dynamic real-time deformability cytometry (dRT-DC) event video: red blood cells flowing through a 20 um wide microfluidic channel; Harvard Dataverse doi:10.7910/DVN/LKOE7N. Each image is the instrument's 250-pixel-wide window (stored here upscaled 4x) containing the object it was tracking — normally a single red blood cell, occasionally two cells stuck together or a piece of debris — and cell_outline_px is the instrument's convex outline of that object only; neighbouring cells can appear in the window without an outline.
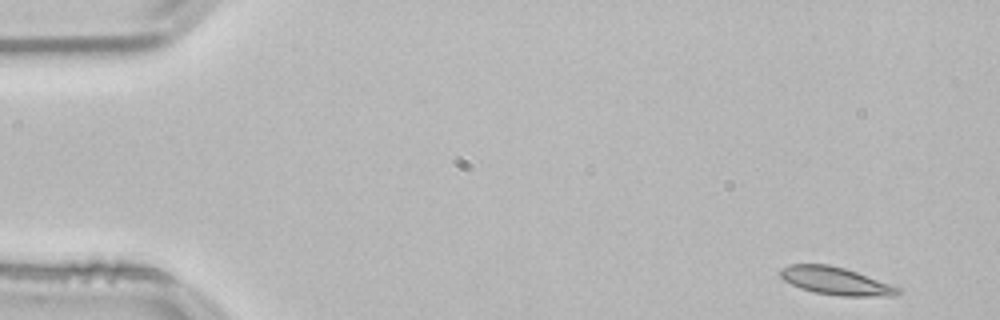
{"species": "common noctule bat (a hibernating species)", "species_latin": "Nyctalus noctula", "temperature_condition": "room temperature", "stored_images_in_passage": 51, "camera_frame_rate_fps": 3000, "um_per_image_px": 0.085, "animal": {"sex": "male", "body_mass_g": 21.5, "forearm_length_mm": 52.0}, "frame": {"image": 1, "passage_image": 1, "time_ms": 0.0, "image_size_px": [1000, 320], "cell_outline_px": [[900, 292], [896, 296], [840, 296], [812, 292], [800, 288], [784, 280], [780, 276], [780, 268], [792, 264], [828, 264], [844, 268], [856, 272], [900, 288]], "centroid_in_image_um": [71.01, 23.89], "position_along_channel_um": 14.0, "area_um2": 18.84}}
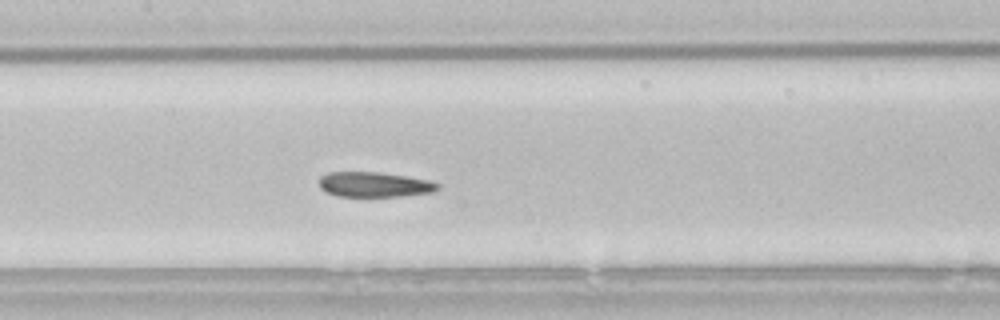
{"frame": {"image": 2, "passage_image": 23, "time_ms": 7.333, "image_size_px": [1000, 320], "cell_outline_px": [[440, 188], [432, 192], [404, 196], [340, 196], [324, 192], [320, 188], [320, 176], [328, 172], [380, 172], [432, 180], [440, 184]], "centroid_in_image_um": [31.85, 15.68], "position_along_channel_um": 175.6, "area_um2": 17.46}}
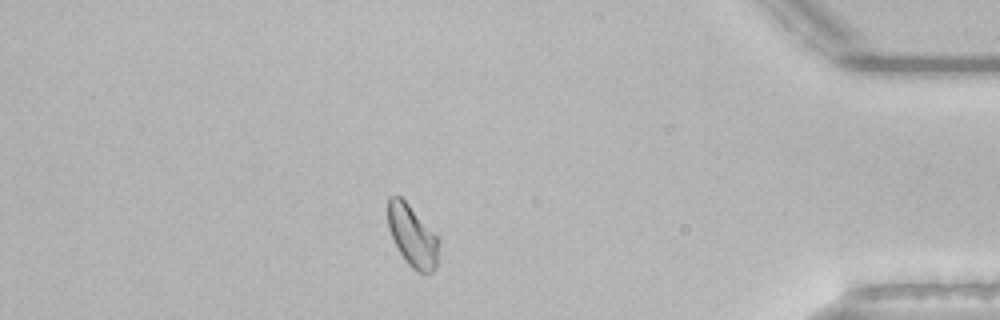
{"frame": {"image": 3, "passage_image": 44, "time_ms": 14.333, "image_size_px": [1000, 320], "cell_outline_px": [[440, 240], [436, 268], [432, 272], [424, 276], [412, 268], [404, 260], [388, 228], [388, 196], [400, 196], [408, 204]], "centroid_in_image_um": [35.07, 20.11], "position_along_channel_um": 400.1, "area_um2": 18.15}, "authors_computed_cell_mechanics": {"area_um2": 18.3804, "velocity_mm_per_s": 3.7894, "shape_relaxation_time_tau1_ms": null, "shape_relaxation_time_tau2_ms": 4.1395, "deformation_change_tau1": null, "deformation_change_tau2": 0.0704}}